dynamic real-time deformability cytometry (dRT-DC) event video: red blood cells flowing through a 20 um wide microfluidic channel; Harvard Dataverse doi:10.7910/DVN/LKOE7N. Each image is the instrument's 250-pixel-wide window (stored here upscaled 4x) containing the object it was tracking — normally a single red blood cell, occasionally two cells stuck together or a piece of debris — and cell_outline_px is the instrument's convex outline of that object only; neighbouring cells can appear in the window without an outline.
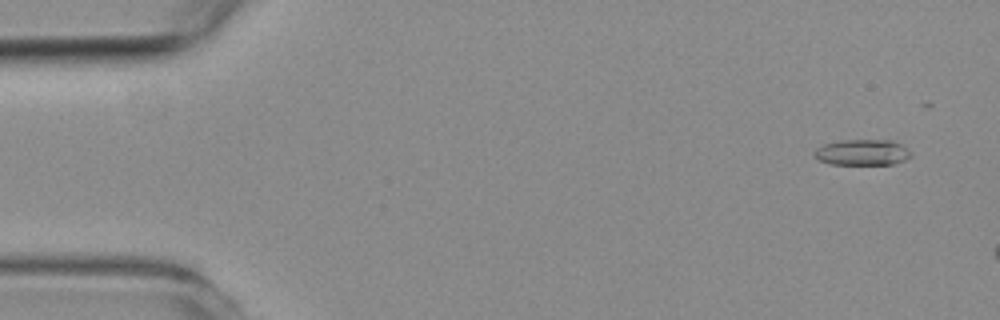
{"species": "common noctule bat (a hibernating species)", "species_latin": "Nyctalus noctula", "temperature_condition": "room temperature", "stored_images_in_passage": 9, "camera_frame_rate_fps": 3000, "um_per_image_px": 0.085, "animal": {"sex": "female", "body_mass_g": 19.3, "forearm_length_mm": 54.1}, "frame": {"image": 1, "passage_image": 3, "time_ms": 0.667, "image_size_px": [1000, 320], "cell_outline_px": [[912, 156], [904, 160], [892, 164], [828, 164], [820, 160], [812, 152], [816, 148], [824, 144], [844, 140], [892, 140], [900, 144], [912, 152]], "centroid_in_image_um": [73.3, 12.95], "position_along_channel_um": 11.7, "area_um2": 14.51}}